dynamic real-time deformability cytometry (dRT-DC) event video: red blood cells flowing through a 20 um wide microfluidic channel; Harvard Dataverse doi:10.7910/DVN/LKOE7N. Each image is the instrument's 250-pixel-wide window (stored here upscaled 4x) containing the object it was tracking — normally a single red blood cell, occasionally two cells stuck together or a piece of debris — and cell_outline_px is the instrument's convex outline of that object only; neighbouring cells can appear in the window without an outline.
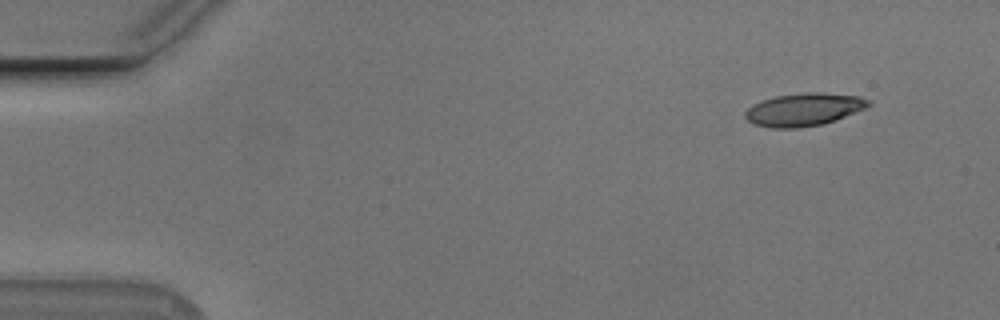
{"species": "Egyptian fruit bat (a non-hibernating species)", "species_latin": "Rousettus aegyptiacus", "temperature_condition": "cold", "stored_images_in_passage": 50, "camera_frame_rate_fps": 3000, "um_per_image_px": 0.085, "animal": {"sex": "male"}, "frame": {"image": 1, "passage_image": 1, "time_ms": 0.0, "image_size_px": [1000, 320], "cell_outline_px": [[872, 104], [864, 108], [824, 124], [796, 128], [772, 128], [756, 124], [748, 120], [744, 116], [744, 112], [752, 104], [776, 96], [808, 92], [816, 92], [860, 96], [872, 100]], "centroid_in_image_um": [68.33, 9.3], "position_along_channel_um": 16.7, "area_um2": 23.35}}
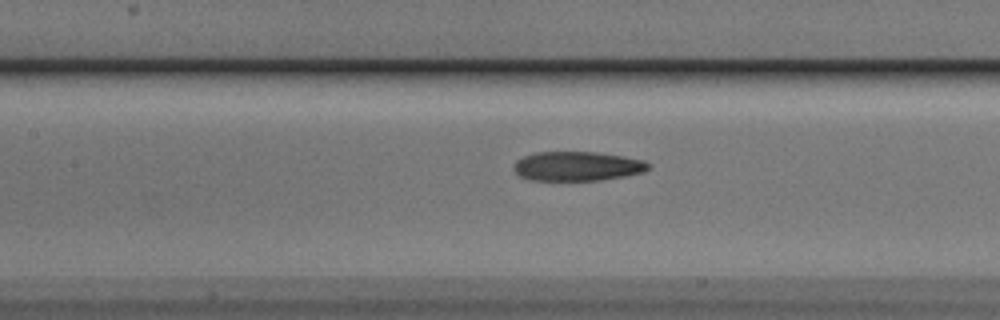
{"frame": {"image": 2, "passage_image": 21, "time_ms": 6.667, "image_size_px": [1000, 320], "cell_outline_px": [[648, 168], [644, 172], [624, 176], [600, 180], [528, 180], [520, 176], [512, 168], [516, 160], [524, 156], [536, 152], [596, 152], [624, 156], [644, 160], [648, 164]], "centroid_in_image_um": [49.04, 14.12], "position_along_channel_um": 158.4, "area_um2": 23.0}}
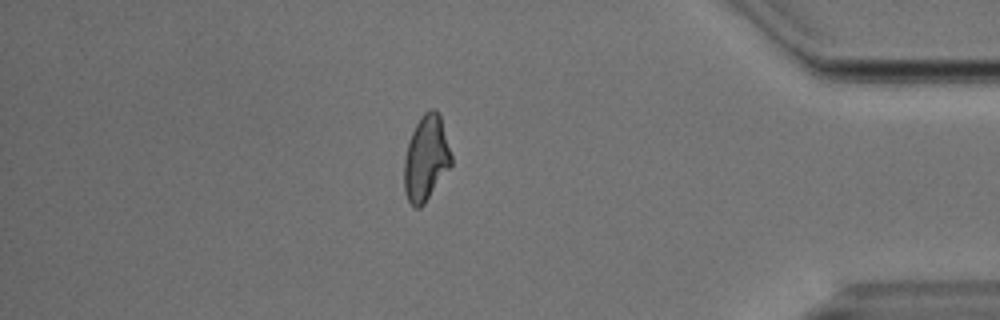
{"frame": {"image": 3, "passage_image": 43, "time_ms": 14.0, "image_size_px": [1000, 320], "cell_outline_px": [[452, 164], [424, 204], [420, 208], [416, 208], [408, 200], [404, 188], [404, 160], [408, 140], [420, 116], [424, 112], [432, 108], [436, 108], [440, 112], [452, 156]], "centroid_in_image_um": [36.22, 13.4], "position_along_channel_um": 399.0, "area_um2": 23.58}, "authors_computed_cell_mechanics": {"area_um2": 23.3801, "velocity_mm_per_s": 3.7626, "shape_relaxation_time_tau1_ms": 7.0242, "shape_relaxation_time_tau2_ms": 4.3933, "deformation_change_tau1": 0.2019, "deformation_change_tau2": 0.1259}}